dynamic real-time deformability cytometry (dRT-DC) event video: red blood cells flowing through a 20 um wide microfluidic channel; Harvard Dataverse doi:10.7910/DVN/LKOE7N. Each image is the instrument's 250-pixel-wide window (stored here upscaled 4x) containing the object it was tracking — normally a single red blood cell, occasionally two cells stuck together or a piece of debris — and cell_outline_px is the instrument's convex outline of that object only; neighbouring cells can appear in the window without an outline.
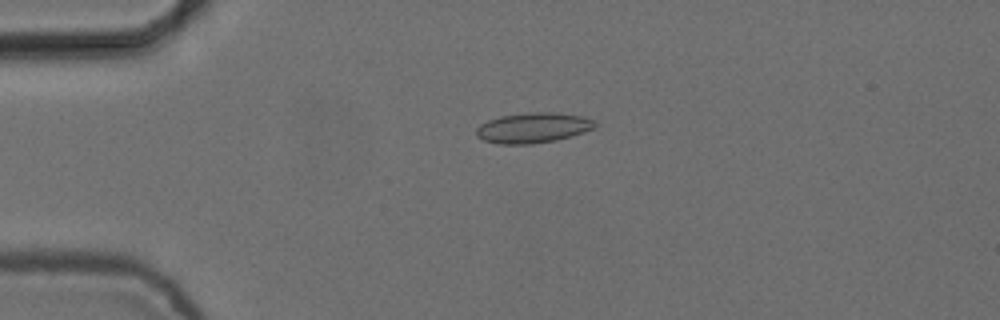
{"species": "common noctule bat (a hibernating species)", "species_latin": "Nyctalus noctula", "temperature_condition": "cold", "stored_images_in_passage": 4, "camera_frame_rate_fps": 3000, "um_per_image_px": 0.085, "animal": {"sex": "female", "body_mass_g": 24.6, "forearm_length_mm": 56.2}, "frame": {"image": 1, "passage_image": 4, "time_ms": 1.0, "image_size_px": [1000, 320], "cell_outline_px": [[600, 124], [596, 128], [572, 136], [556, 140], [532, 144], [500, 144], [484, 140], [476, 136], [476, 128], [480, 124], [488, 120], [500, 116], [532, 112], [556, 112], [584, 116], [596, 120]], "centroid_in_image_um": [45.38, 10.85], "position_along_channel_um": 39.6, "area_um2": 21.27}}